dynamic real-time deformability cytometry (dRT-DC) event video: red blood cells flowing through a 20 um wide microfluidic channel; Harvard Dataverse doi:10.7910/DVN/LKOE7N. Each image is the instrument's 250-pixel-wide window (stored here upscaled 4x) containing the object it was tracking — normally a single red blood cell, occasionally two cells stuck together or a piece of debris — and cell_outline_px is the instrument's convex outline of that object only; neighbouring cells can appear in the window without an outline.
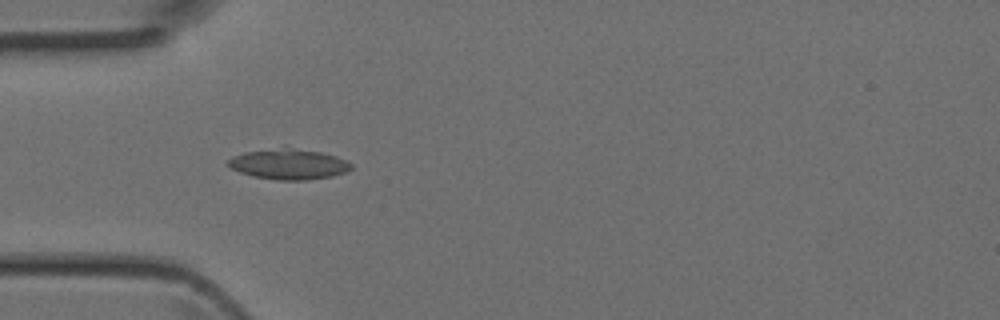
{"species": "Egyptian fruit bat (a non-hibernating species)", "species_latin": "Rousettus aegyptiacus", "temperature_condition": "room temperature", "stored_images_in_passage": 5, "camera_frame_rate_fps": 3000, "um_per_image_px": 0.085, "animal": {"sex": "female"}, "frame": {"image": 1, "passage_image": 4, "time_ms": 1.0, "image_size_px": [1000, 320], "cell_outline_px": [[352, 168], [344, 172], [332, 176], [308, 180], [276, 180], [252, 176], [240, 172], [224, 164], [232, 156], [244, 152], [292, 148], [320, 152], [336, 156], [348, 160], [352, 164]], "centroid_in_image_um": [24.54, 13.97], "position_along_channel_um": 60.5, "area_um2": 21.62}}
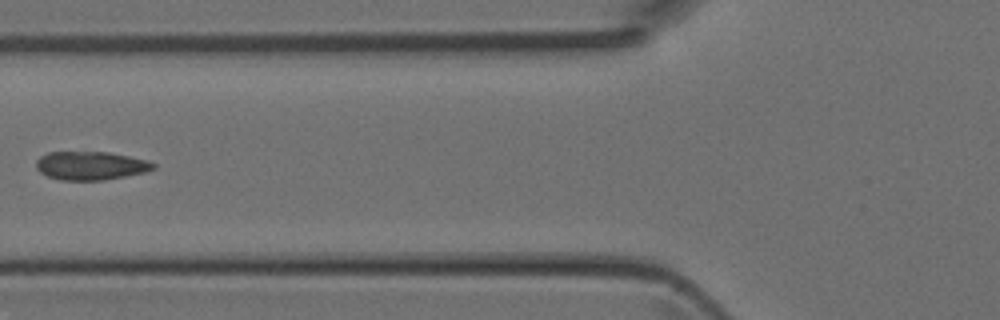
{"frame": {"image": 2, "passage_image": 5, "time_ms": 1.333, "image_size_px": [1000, 320], "cell_outline_px": [[156, 168], [144, 172], [104, 180], [60, 180], [48, 176], [40, 172], [36, 168], [36, 160], [40, 156], [48, 152], [108, 152], [148, 160], [156, 164]], "centroid_in_image_um": [7.7, 14.08], "position_along_channel_um": 118.1, "area_um2": 19.42}}